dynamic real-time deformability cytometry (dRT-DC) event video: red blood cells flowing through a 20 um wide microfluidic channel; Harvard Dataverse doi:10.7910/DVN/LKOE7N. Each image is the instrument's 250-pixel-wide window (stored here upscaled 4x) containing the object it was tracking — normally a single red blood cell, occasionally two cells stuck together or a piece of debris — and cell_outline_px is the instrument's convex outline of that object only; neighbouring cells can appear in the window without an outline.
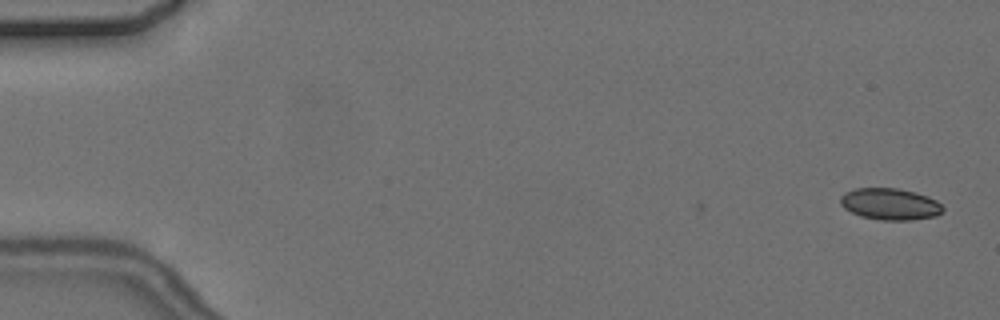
{"species": "common noctule bat (a hibernating species)", "species_latin": "Nyctalus noctula", "temperature_condition": "cold", "stored_images_in_passage": 5, "camera_frame_rate_fps": 3000, "um_per_image_px": 0.085, "animal": {"sex": "female", "body_mass_g": 24.6, "forearm_length_mm": 56.2}, "frame": {"image": 1, "passage_image": 1, "time_ms": 0.0, "image_size_px": [1000, 320], "cell_outline_px": [[944, 212], [936, 216], [912, 220], [880, 220], [860, 216], [844, 208], [840, 204], [840, 196], [844, 192], [856, 188], [896, 188], [916, 192], [928, 196], [936, 200], [944, 208]], "centroid_in_image_um": [75.66, 17.34], "position_along_channel_um": 9.3, "area_um2": 19.07}}
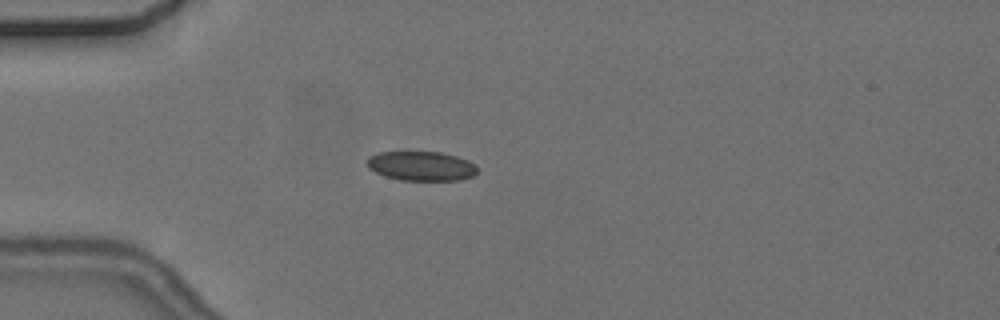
{"frame": {"image": 2, "passage_image": 5, "time_ms": 4.667, "image_size_px": [1000, 320], "cell_outline_px": [[476, 172], [472, 176], [460, 180], [400, 180], [384, 176], [368, 168], [368, 156], [380, 152], [440, 152], [456, 156], [468, 160], [476, 164]], "centroid_in_image_um": [35.81, 14.11], "position_along_channel_um": 49.2, "area_um2": 18.84}}